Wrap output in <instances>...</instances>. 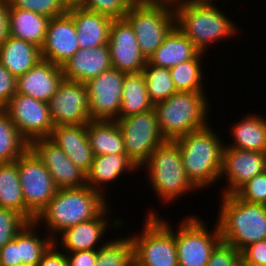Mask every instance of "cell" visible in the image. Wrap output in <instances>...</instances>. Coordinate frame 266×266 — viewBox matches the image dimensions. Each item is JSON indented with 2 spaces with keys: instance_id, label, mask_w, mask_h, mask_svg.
I'll return each instance as SVG.
<instances>
[{
  "instance_id": "cell-44",
  "label": "cell",
  "mask_w": 266,
  "mask_h": 266,
  "mask_svg": "<svg viewBox=\"0 0 266 266\" xmlns=\"http://www.w3.org/2000/svg\"><path fill=\"white\" fill-rule=\"evenodd\" d=\"M68 266H96L98 250H84L65 253Z\"/></svg>"
},
{
  "instance_id": "cell-18",
  "label": "cell",
  "mask_w": 266,
  "mask_h": 266,
  "mask_svg": "<svg viewBox=\"0 0 266 266\" xmlns=\"http://www.w3.org/2000/svg\"><path fill=\"white\" fill-rule=\"evenodd\" d=\"M266 170V153L224 146L221 178H226L222 195L234 194L257 174Z\"/></svg>"
},
{
  "instance_id": "cell-39",
  "label": "cell",
  "mask_w": 266,
  "mask_h": 266,
  "mask_svg": "<svg viewBox=\"0 0 266 266\" xmlns=\"http://www.w3.org/2000/svg\"><path fill=\"white\" fill-rule=\"evenodd\" d=\"M28 221L16 210L0 208V248L4 247Z\"/></svg>"
},
{
  "instance_id": "cell-37",
  "label": "cell",
  "mask_w": 266,
  "mask_h": 266,
  "mask_svg": "<svg viewBox=\"0 0 266 266\" xmlns=\"http://www.w3.org/2000/svg\"><path fill=\"white\" fill-rule=\"evenodd\" d=\"M10 8L29 10L48 18H56L67 13L64 0H8Z\"/></svg>"
},
{
  "instance_id": "cell-19",
  "label": "cell",
  "mask_w": 266,
  "mask_h": 266,
  "mask_svg": "<svg viewBox=\"0 0 266 266\" xmlns=\"http://www.w3.org/2000/svg\"><path fill=\"white\" fill-rule=\"evenodd\" d=\"M73 18L68 14L51 18L41 47L42 59L62 67L79 50Z\"/></svg>"
},
{
  "instance_id": "cell-9",
  "label": "cell",
  "mask_w": 266,
  "mask_h": 266,
  "mask_svg": "<svg viewBox=\"0 0 266 266\" xmlns=\"http://www.w3.org/2000/svg\"><path fill=\"white\" fill-rule=\"evenodd\" d=\"M208 230L204 220L188 215L174 229L179 266H207L215 246L222 240L217 222Z\"/></svg>"
},
{
  "instance_id": "cell-17",
  "label": "cell",
  "mask_w": 266,
  "mask_h": 266,
  "mask_svg": "<svg viewBox=\"0 0 266 266\" xmlns=\"http://www.w3.org/2000/svg\"><path fill=\"white\" fill-rule=\"evenodd\" d=\"M107 45L112 68L126 74L142 72L147 61L140 52L133 28L125 18L113 19Z\"/></svg>"
},
{
  "instance_id": "cell-48",
  "label": "cell",
  "mask_w": 266,
  "mask_h": 266,
  "mask_svg": "<svg viewBox=\"0 0 266 266\" xmlns=\"http://www.w3.org/2000/svg\"><path fill=\"white\" fill-rule=\"evenodd\" d=\"M139 3L150 6H163L173 10L193 0H136Z\"/></svg>"
},
{
  "instance_id": "cell-43",
  "label": "cell",
  "mask_w": 266,
  "mask_h": 266,
  "mask_svg": "<svg viewBox=\"0 0 266 266\" xmlns=\"http://www.w3.org/2000/svg\"><path fill=\"white\" fill-rule=\"evenodd\" d=\"M17 78L0 62V108H3L16 93Z\"/></svg>"
},
{
  "instance_id": "cell-23",
  "label": "cell",
  "mask_w": 266,
  "mask_h": 266,
  "mask_svg": "<svg viewBox=\"0 0 266 266\" xmlns=\"http://www.w3.org/2000/svg\"><path fill=\"white\" fill-rule=\"evenodd\" d=\"M67 13L74 20L79 48L89 49L108 44L112 18L77 5H70Z\"/></svg>"
},
{
  "instance_id": "cell-5",
  "label": "cell",
  "mask_w": 266,
  "mask_h": 266,
  "mask_svg": "<svg viewBox=\"0 0 266 266\" xmlns=\"http://www.w3.org/2000/svg\"><path fill=\"white\" fill-rule=\"evenodd\" d=\"M145 168L144 172L148 173L146 176L149 185L162 204L173 202L188 193L198 192L187 177L181 150L175 141L165 140L156 147L150 157L139 167L141 170Z\"/></svg>"
},
{
  "instance_id": "cell-11",
  "label": "cell",
  "mask_w": 266,
  "mask_h": 266,
  "mask_svg": "<svg viewBox=\"0 0 266 266\" xmlns=\"http://www.w3.org/2000/svg\"><path fill=\"white\" fill-rule=\"evenodd\" d=\"M17 166L25 206L37 217L58 188L41 159L30 147L17 159Z\"/></svg>"
},
{
  "instance_id": "cell-50",
  "label": "cell",
  "mask_w": 266,
  "mask_h": 266,
  "mask_svg": "<svg viewBox=\"0 0 266 266\" xmlns=\"http://www.w3.org/2000/svg\"><path fill=\"white\" fill-rule=\"evenodd\" d=\"M240 266H250V265L245 264V263H243L242 261H240Z\"/></svg>"
},
{
  "instance_id": "cell-40",
  "label": "cell",
  "mask_w": 266,
  "mask_h": 266,
  "mask_svg": "<svg viewBox=\"0 0 266 266\" xmlns=\"http://www.w3.org/2000/svg\"><path fill=\"white\" fill-rule=\"evenodd\" d=\"M234 194L245 202L266 206V170L254 176Z\"/></svg>"
},
{
  "instance_id": "cell-36",
  "label": "cell",
  "mask_w": 266,
  "mask_h": 266,
  "mask_svg": "<svg viewBox=\"0 0 266 266\" xmlns=\"http://www.w3.org/2000/svg\"><path fill=\"white\" fill-rule=\"evenodd\" d=\"M142 73L146 79L149 100L153 105L168 99L177 92L170 69L153 66L146 62Z\"/></svg>"
},
{
  "instance_id": "cell-20",
  "label": "cell",
  "mask_w": 266,
  "mask_h": 266,
  "mask_svg": "<svg viewBox=\"0 0 266 266\" xmlns=\"http://www.w3.org/2000/svg\"><path fill=\"white\" fill-rule=\"evenodd\" d=\"M63 79L62 67L41 59L29 71L17 77L16 93L48 103Z\"/></svg>"
},
{
  "instance_id": "cell-22",
  "label": "cell",
  "mask_w": 266,
  "mask_h": 266,
  "mask_svg": "<svg viewBox=\"0 0 266 266\" xmlns=\"http://www.w3.org/2000/svg\"><path fill=\"white\" fill-rule=\"evenodd\" d=\"M112 68L108 45L79 50L63 66L64 79L86 83Z\"/></svg>"
},
{
  "instance_id": "cell-21",
  "label": "cell",
  "mask_w": 266,
  "mask_h": 266,
  "mask_svg": "<svg viewBox=\"0 0 266 266\" xmlns=\"http://www.w3.org/2000/svg\"><path fill=\"white\" fill-rule=\"evenodd\" d=\"M68 158L87 173L92 165L94 154L87 137V124L54 126L49 137Z\"/></svg>"
},
{
  "instance_id": "cell-32",
  "label": "cell",
  "mask_w": 266,
  "mask_h": 266,
  "mask_svg": "<svg viewBox=\"0 0 266 266\" xmlns=\"http://www.w3.org/2000/svg\"><path fill=\"white\" fill-rule=\"evenodd\" d=\"M153 108L142 72L125 74L119 118L136 115Z\"/></svg>"
},
{
  "instance_id": "cell-35",
  "label": "cell",
  "mask_w": 266,
  "mask_h": 266,
  "mask_svg": "<svg viewBox=\"0 0 266 266\" xmlns=\"http://www.w3.org/2000/svg\"><path fill=\"white\" fill-rule=\"evenodd\" d=\"M122 237L103 242L96 266H134V245L129 235Z\"/></svg>"
},
{
  "instance_id": "cell-31",
  "label": "cell",
  "mask_w": 266,
  "mask_h": 266,
  "mask_svg": "<svg viewBox=\"0 0 266 266\" xmlns=\"http://www.w3.org/2000/svg\"><path fill=\"white\" fill-rule=\"evenodd\" d=\"M37 227L35 221L28 222L17 233L18 262H21L22 266H37L54 244V240L47 233L44 234L46 237L41 238Z\"/></svg>"
},
{
  "instance_id": "cell-49",
  "label": "cell",
  "mask_w": 266,
  "mask_h": 266,
  "mask_svg": "<svg viewBox=\"0 0 266 266\" xmlns=\"http://www.w3.org/2000/svg\"><path fill=\"white\" fill-rule=\"evenodd\" d=\"M79 0H64V2L70 6V5H76Z\"/></svg>"
},
{
  "instance_id": "cell-26",
  "label": "cell",
  "mask_w": 266,
  "mask_h": 266,
  "mask_svg": "<svg viewBox=\"0 0 266 266\" xmlns=\"http://www.w3.org/2000/svg\"><path fill=\"white\" fill-rule=\"evenodd\" d=\"M50 18L20 8H9V35L27 41L40 49L46 38Z\"/></svg>"
},
{
  "instance_id": "cell-4",
  "label": "cell",
  "mask_w": 266,
  "mask_h": 266,
  "mask_svg": "<svg viewBox=\"0 0 266 266\" xmlns=\"http://www.w3.org/2000/svg\"><path fill=\"white\" fill-rule=\"evenodd\" d=\"M216 222L223 242L241 251L249 244L266 239V206L239 199L235 194L220 195Z\"/></svg>"
},
{
  "instance_id": "cell-29",
  "label": "cell",
  "mask_w": 266,
  "mask_h": 266,
  "mask_svg": "<svg viewBox=\"0 0 266 266\" xmlns=\"http://www.w3.org/2000/svg\"><path fill=\"white\" fill-rule=\"evenodd\" d=\"M87 137L94 156L126 153L116 120H90L87 123Z\"/></svg>"
},
{
  "instance_id": "cell-12",
  "label": "cell",
  "mask_w": 266,
  "mask_h": 266,
  "mask_svg": "<svg viewBox=\"0 0 266 266\" xmlns=\"http://www.w3.org/2000/svg\"><path fill=\"white\" fill-rule=\"evenodd\" d=\"M3 108L29 144L35 139L50 137L54 123L47 102L15 93Z\"/></svg>"
},
{
  "instance_id": "cell-45",
  "label": "cell",
  "mask_w": 266,
  "mask_h": 266,
  "mask_svg": "<svg viewBox=\"0 0 266 266\" xmlns=\"http://www.w3.org/2000/svg\"><path fill=\"white\" fill-rule=\"evenodd\" d=\"M0 266H22L18 262L17 234L14 239L0 248Z\"/></svg>"
},
{
  "instance_id": "cell-24",
  "label": "cell",
  "mask_w": 266,
  "mask_h": 266,
  "mask_svg": "<svg viewBox=\"0 0 266 266\" xmlns=\"http://www.w3.org/2000/svg\"><path fill=\"white\" fill-rule=\"evenodd\" d=\"M137 170L140 169L126 153L97 155L94 156L92 165L86 173V183L93 190L106 196V185L116 182L122 177L123 172L128 174L136 171L138 173Z\"/></svg>"
},
{
  "instance_id": "cell-47",
  "label": "cell",
  "mask_w": 266,
  "mask_h": 266,
  "mask_svg": "<svg viewBox=\"0 0 266 266\" xmlns=\"http://www.w3.org/2000/svg\"><path fill=\"white\" fill-rule=\"evenodd\" d=\"M8 0H0V46L9 36L8 14H9Z\"/></svg>"
},
{
  "instance_id": "cell-25",
  "label": "cell",
  "mask_w": 266,
  "mask_h": 266,
  "mask_svg": "<svg viewBox=\"0 0 266 266\" xmlns=\"http://www.w3.org/2000/svg\"><path fill=\"white\" fill-rule=\"evenodd\" d=\"M200 52L191 40L175 26L147 62L153 66L170 69L195 58Z\"/></svg>"
},
{
  "instance_id": "cell-38",
  "label": "cell",
  "mask_w": 266,
  "mask_h": 266,
  "mask_svg": "<svg viewBox=\"0 0 266 266\" xmlns=\"http://www.w3.org/2000/svg\"><path fill=\"white\" fill-rule=\"evenodd\" d=\"M136 0H79L77 6L106 15L112 19H123Z\"/></svg>"
},
{
  "instance_id": "cell-10",
  "label": "cell",
  "mask_w": 266,
  "mask_h": 266,
  "mask_svg": "<svg viewBox=\"0 0 266 266\" xmlns=\"http://www.w3.org/2000/svg\"><path fill=\"white\" fill-rule=\"evenodd\" d=\"M127 156L139 168L156 147L165 141L154 109L116 120Z\"/></svg>"
},
{
  "instance_id": "cell-14",
  "label": "cell",
  "mask_w": 266,
  "mask_h": 266,
  "mask_svg": "<svg viewBox=\"0 0 266 266\" xmlns=\"http://www.w3.org/2000/svg\"><path fill=\"white\" fill-rule=\"evenodd\" d=\"M48 105L54 126L82 125L91 120L87 87L83 82L63 79Z\"/></svg>"
},
{
  "instance_id": "cell-41",
  "label": "cell",
  "mask_w": 266,
  "mask_h": 266,
  "mask_svg": "<svg viewBox=\"0 0 266 266\" xmlns=\"http://www.w3.org/2000/svg\"><path fill=\"white\" fill-rule=\"evenodd\" d=\"M240 251L222 240L213 249L207 266H238Z\"/></svg>"
},
{
  "instance_id": "cell-34",
  "label": "cell",
  "mask_w": 266,
  "mask_h": 266,
  "mask_svg": "<svg viewBox=\"0 0 266 266\" xmlns=\"http://www.w3.org/2000/svg\"><path fill=\"white\" fill-rule=\"evenodd\" d=\"M29 147L4 108H0V164L16 161Z\"/></svg>"
},
{
  "instance_id": "cell-15",
  "label": "cell",
  "mask_w": 266,
  "mask_h": 266,
  "mask_svg": "<svg viewBox=\"0 0 266 266\" xmlns=\"http://www.w3.org/2000/svg\"><path fill=\"white\" fill-rule=\"evenodd\" d=\"M112 206H107L97 217L71 226L65 229L54 239V244L61 248L65 253L84 251V250H98L102 245L106 230L109 229L121 230L125 224L122 219H109L107 214ZM112 220V221H111ZM110 223V224H109ZM60 237V238H59ZM61 246V247H60ZM96 246V247H95ZM98 246V248H97Z\"/></svg>"
},
{
  "instance_id": "cell-28",
  "label": "cell",
  "mask_w": 266,
  "mask_h": 266,
  "mask_svg": "<svg viewBox=\"0 0 266 266\" xmlns=\"http://www.w3.org/2000/svg\"><path fill=\"white\" fill-rule=\"evenodd\" d=\"M237 122V123H236ZM233 123L230 144L227 147L266 153V118L251 114ZM233 141V142H232Z\"/></svg>"
},
{
  "instance_id": "cell-46",
  "label": "cell",
  "mask_w": 266,
  "mask_h": 266,
  "mask_svg": "<svg viewBox=\"0 0 266 266\" xmlns=\"http://www.w3.org/2000/svg\"><path fill=\"white\" fill-rule=\"evenodd\" d=\"M53 244L43 255L37 266H68V259L65 252L57 249Z\"/></svg>"
},
{
  "instance_id": "cell-6",
  "label": "cell",
  "mask_w": 266,
  "mask_h": 266,
  "mask_svg": "<svg viewBox=\"0 0 266 266\" xmlns=\"http://www.w3.org/2000/svg\"><path fill=\"white\" fill-rule=\"evenodd\" d=\"M205 93L207 92H176L168 99L153 105L165 140L174 141L210 125V98Z\"/></svg>"
},
{
  "instance_id": "cell-13",
  "label": "cell",
  "mask_w": 266,
  "mask_h": 266,
  "mask_svg": "<svg viewBox=\"0 0 266 266\" xmlns=\"http://www.w3.org/2000/svg\"><path fill=\"white\" fill-rule=\"evenodd\" d=\"M125 74L110 68L85 83L91 120L119 118Z\"/></svg>"
},
{
  "instance_id": "cell-8",
  "label": "cell",
  "mask_w": 266,
  "mask_h": 266,
  "mask_svg": "<svg viewBox=\"0 0 266 266\" xmlns=\"http://www.w3.org/2000/svg\"><path fill=\"white\" fill-rule=\"evenodd\" d=\"M136 35L139 49L146 61L176 26L175 10L150 6L135 1L125 15Z\"/></svg>"
},
{
  "instance_id": "cell-7",
  "label": "cell",
  "mask_w": 266,
  "mask_h": 266,
  "mask_svg": "<svg viewBox=\"0 0 266 266\" xmlns=\"http://www.w3.org/2000/svg\"><path fill=\"white\" fill-rule=\"evenodd\" d=\"M139 234L130 235L134 245V266H179L174 228L155 210L145 215Z\"/></svg>"
},
{
  "instance_id": "cell-27",
  "label": "cell",
  "mask_w": 266,
  "mask_h": 266,
  "mask_svg": "<svg viewBox=\"0 0 266 266\" xmlns=\"http://www.w3.org/2000/svg\"><path fill=\"white\" fill-rule=\"evenodd\" d=\"M41 59L38 46L10 35L0 46V62L16 78L29 71Z\"/></svg>"
},
{
  "instance_id": "cell-2",
  "label": "cell",
  "mask_w": 266,
  "mask_h": 266,
  "mask_svg": "<svg viewBox=\"0 0 266 266\" xmlns=\"http://www.w3.org/2000/svg\"><path fill=\"white\" fill-rule=\"evenodd\" d=\"M209 125L174 140L187 177L198 190L220 180L225 143Z\"/></svg>"
},
{
  "instance_id": "cell-42",
  "label": "cell",
  "mask_w": 266,
  "mask_h": 266,
  "mask_svg": "<svg viewBox=\"0 0 266 266\" xmlns=\"http://www.w3.org/2000/svg\"><path fill=\"white\" fill-rule=\"evenodd\" d=\"M240 257L243 263L250 266H266V239L244 247Z\"/></svg>"
},
{
  "instance_id": "cell-1",
  "label": "cell",
  "mask_w": 266,
  "mask_h": 266,
  "mask_svg": "<svg viewBox=\"0 0 266 266\" xmlns=\"http://www.w3.org/2000/svg\"><path fill=\"white\" fill-rule=\"evenodd\" d=\"M106 197L88 185L58 189L35 222L54 240L65 229L97 217L109 205Z\"/></svg>"
},
{
  "instance_id": "cell-16",
  "label": "cell",
  "mask_w": 266,
  "mask_h": 266,
  "mask_svg": "<svg viewBox=\"0 0 266 266\" xmlns=\"http://www.w3.org/2000/svg\"><path fill=\"white\" fill-rule=\"evenodd\" d=\"M29 147L41 159L58 189L80 188L87 185L86 173L49 138L35 139Z\"/></svg>"
},
{
  "instance_id": "cell-30",
  "label": "cell",
  "mask_w": 266,
  "mask_h": 266,
  "mask_svg": "<svg viewBox=\"0 0 266 266\" xmlns=\"http://www.w3.org/2000/svg\"><path fill=\"white\" fill-rule=\"evenodd\" d=\"M0 208L16 210L28 222L35 221L36 217L25 206L17 160L0 164Z\"/></svg>"
},
{
  "instance_id": "cell-3",
  "label": "cell",
  "mask_w": 266,
  "mask_h": 266,
  "mask_svg": "<svg viewBox=\"0 0 266 266\" xmlns=\"http://www.w3.org/2000/svg\"><path fill=\"white\" fill-rule=\"evenodd\" d=\"M215 1L219 0H193L175 10L176 26L204 53L212 43L235 37L240 31Z\"/></svg>"
},
{
  "instance_id": "cell-33",
  "label": "cell",
  "mask_w": 266,
  "mask_h": 266,
  "mask_svg": "<svg viewBox=\"0 0 266 266\" xmlns=\"http://www.w3.org/2000/svg\"><path fill=\"white\" fill-rule=\"evenodd\" d=\"M205 54V55H204ZM204 55V56H203ZM206 53L200 52L195 58L170 68L172 80L177 92H206L202 66Z\"/></svg>"
}]
</instances>
